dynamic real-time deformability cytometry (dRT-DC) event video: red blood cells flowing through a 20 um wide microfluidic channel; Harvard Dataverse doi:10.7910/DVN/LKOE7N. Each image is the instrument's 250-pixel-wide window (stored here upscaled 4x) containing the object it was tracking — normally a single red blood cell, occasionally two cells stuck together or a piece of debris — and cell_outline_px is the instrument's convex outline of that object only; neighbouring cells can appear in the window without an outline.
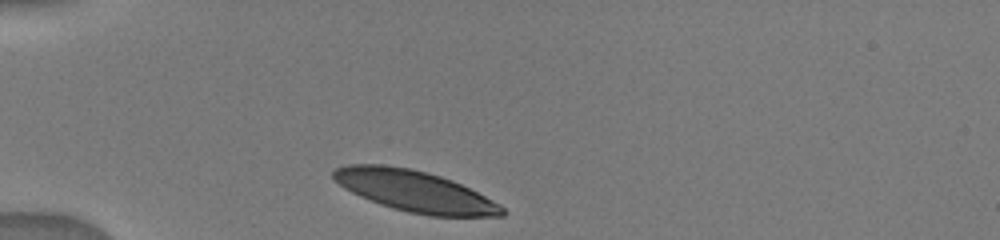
{"species": "human", "species_latin": "Homo sapiens", "temperature_condition": "warm", "stored_images_in_passage": 15, "camera_frame_rate_fps": 3000, "um_per_image_px": 0.085, "donor": {"sex": "male"}, "frame": {"image": 1, "passage_image": 1, "time_ms": 0.0, "image_size_px": [1000, 240], "cell_outline_px": [[504, 216], [428, 216], [408, 212], [392, 208], [380, 204], [360, 196], [344, 188], [332, 176], [332, 172], [336, 168], [348, 164], [380, 164], [412, 168], [428, 172], [452, 180], [500, 204], [504, 208]], "centroid_in_image_um": [35.24, 16.24], "position_along_channel_um": 49.8, "area_um2": 40.23}}
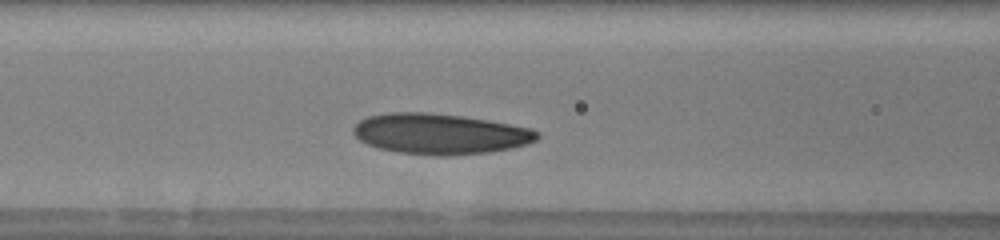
{"frame": {"image": 2, "passage_image": 6, "time_ms": 2.667, "image_size_px": [1000, 240], "cell_outline_px": [[540, 136], [536, 140], [528, 144], [512, 148], [488, 152], [444, 156], [440, 156], [400, 152], [380, 148], [368, 144], [360, 140], [352, 132], [352, 128], [360, 120], [368, 116], [388, 112], [424, 112], [460, 116], [488, 120], [532, 128], [540, 132]], "centroid_in_image_um": [37.42, 11.37], "position_along_channel_um": 129.2, "area_um2": 43.41}}
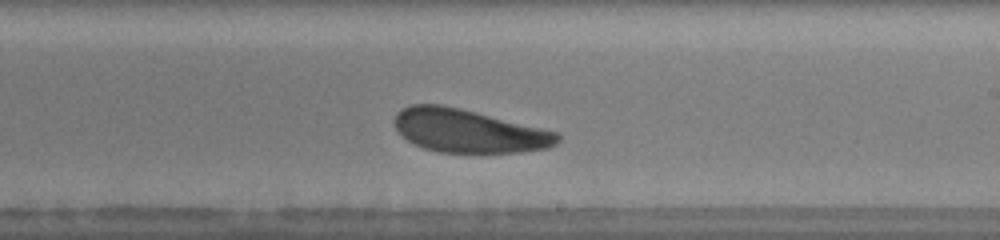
{"frame": {"image": 3, "passage_image": 12, "time_ms": 5.667, "image_size_px": [1000, 240], "cell_outline_px": [[560, 140], [556, 144], [548, 148], [520, 152], [440, 152], [424, 148], [408, 140], [396, 128], [396, 112], [412, 104], [440, 104], [460, 108], [560, 132]], "centroid_in_image_um": [39.89, 11.12], "position_along_channel_um": 249.1, "area_um2": 40.81}}